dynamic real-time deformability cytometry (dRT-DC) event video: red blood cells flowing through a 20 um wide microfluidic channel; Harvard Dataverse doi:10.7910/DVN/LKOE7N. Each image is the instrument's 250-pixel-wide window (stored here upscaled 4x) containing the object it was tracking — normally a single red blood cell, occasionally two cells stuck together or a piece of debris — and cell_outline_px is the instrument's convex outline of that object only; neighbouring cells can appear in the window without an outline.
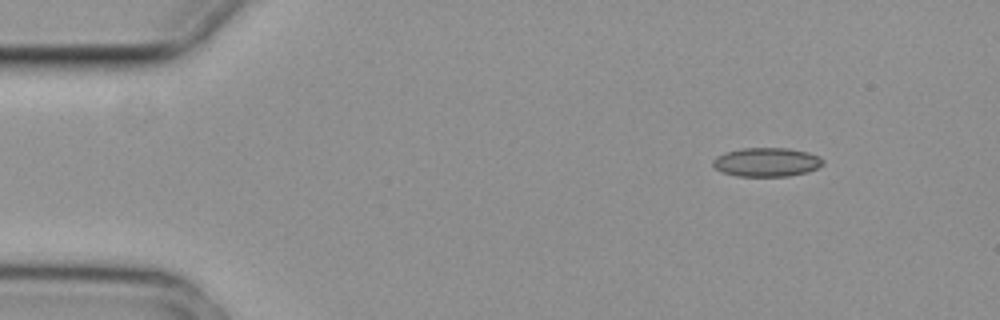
{"species": "common noctule bat (a hibernating species)", "species_latin": "Nyctalus noctula", "temperature_condition": "cold", "stored_images_in_passage": 4, "camera_frame_rate_fps": 3000, "um_per_image_px": 0.085, "animal": {"sex": "female", "body_mass_g": 29.2, "forearm_length_mm": 56.3}, "frame": {"image": 1, "passage_image": 1, "time_ms": 0.0, "image_size_px": [1000, 320], "cell_outline_px": [[824, 164], [808, 172], [788, 176], [736, 176], [720, 172], [712, 164], [712, 160], [716, 156], [724, 152], [740, 148], [788, 148], [808, 152], [820, 156], [824, 160]], "centroid_in_image_um": [65.15, 13.78], "position_along_channel_um": 19.9, "area_um2": 18.79}}
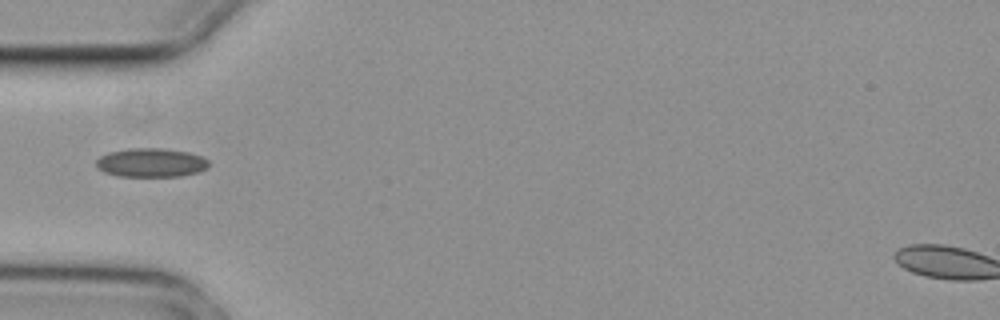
{"frame": {"image": 2, "passage_image": 4, "time_ms": 1.0, "image_size_px": [1000, 320], "cell_outline_px": [[208, 168], [196, 172], [180, 176], [120, 176], [104, 172], [96, 164], [96, 160], [100, 156], [108, 152], [128, 148], [164, 148], [188, 152], [200, 156], [208, 160]], "centroid_in_image_um": [12.83, 13.81], "position_along_channel_um": 72.2, "area_um2": 18.84}}